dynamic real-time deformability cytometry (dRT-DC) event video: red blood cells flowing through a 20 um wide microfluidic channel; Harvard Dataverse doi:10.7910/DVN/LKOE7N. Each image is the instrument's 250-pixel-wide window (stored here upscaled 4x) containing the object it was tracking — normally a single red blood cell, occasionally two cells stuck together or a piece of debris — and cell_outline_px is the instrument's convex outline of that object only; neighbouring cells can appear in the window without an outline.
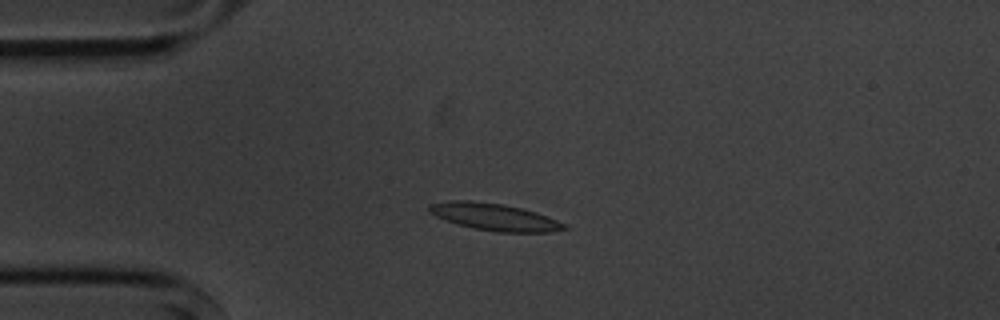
{"species": "common noctule bat (a hibernating species)", "species_latin": "Nyctalus noctula", "temperature_condition": "cold", "stored_images_in_passage": 3, "camera_frame_rate_fps": 3000, "um_per_image_px": 0.085, "animal": {"sex": "male", "body_mass_g": 20.1, "forearm_length_mm": 53.5}, "frame": {"image": 1, "passage_image": 3, "time_ms": 2.0, "image_size_px": [1000, 320], "cell_outline_px": [[568, 228], [548, 232], [496, 232], [476, 228], [444, 220], [428, 212], [428, 204], [448, 200], [472, 200], [504, 204], [536, 212], [556, 220], [564, 224]], "centroid_in_image_um": [41.96, 18.42], "position_along_channel_um": 43.0, "area_um2": 21.15}}